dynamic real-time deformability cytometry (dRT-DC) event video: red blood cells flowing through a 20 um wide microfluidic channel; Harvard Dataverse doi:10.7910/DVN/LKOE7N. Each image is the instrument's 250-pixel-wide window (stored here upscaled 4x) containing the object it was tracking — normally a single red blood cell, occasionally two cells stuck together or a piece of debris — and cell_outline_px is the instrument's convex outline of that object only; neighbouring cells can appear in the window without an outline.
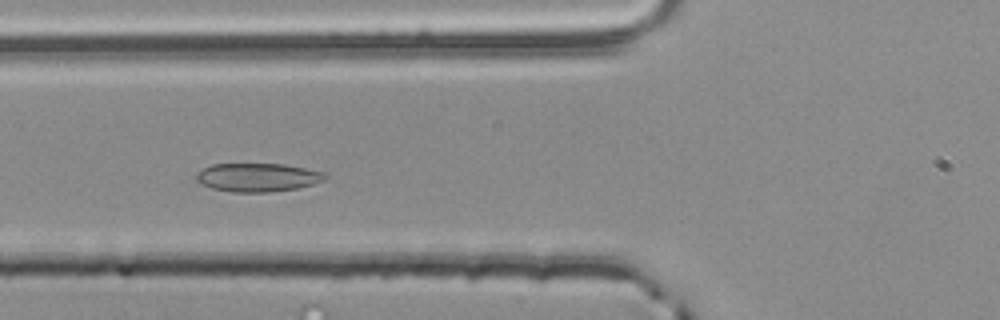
{"species": "common noctule bat (a hibernating species)", "species_latin": "Nyctalus noctula", "temperature_condition": "room temperature", "stored_images_in_passage": 40, "camera_frame_rate_fps": 3000, "um_per_image_px": 0.085, "animal": {"sex": "male", "body_mass_g": 20.4}, "frame": {"image": 1, "passage_image": 6, "time_ms": 1.667, "image_size_px": [1000, 320], "cell_outline_px": [[328, 176], [324, 180], [312, 184], [296, 188], [268, 192], [232, 192], [212, 188], [200, 184], [196, 180], [196, 172], [212, 164], [284, 164], [324, 172]], "centroid_in_image_um": [21.87, 15.07], "position_along_channel_um": 103.9, "area_um2": 21.33}}
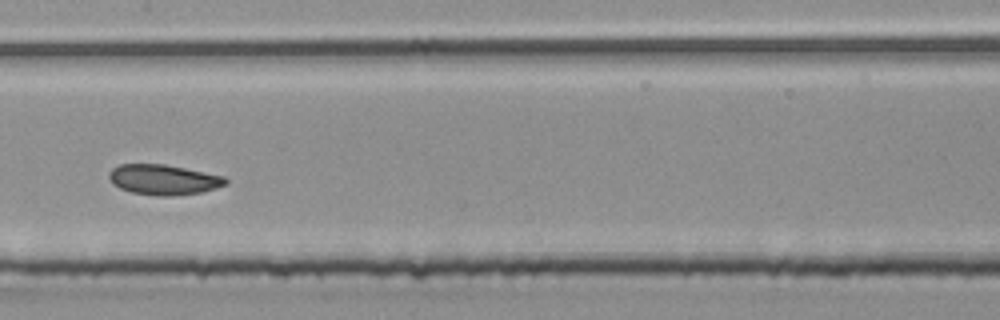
{"frame": {"image": 2, "passage_image": 13, "time_ms": 4.0, "image_size_px": [1000, 320], "cell_outline_px": [[228, 184], [216, 188], [200, 192], [172, 196], [160, 196], [132, 192], [120, 188], [112, 184], [108, 176], [108, 172], [112, 168], [120, 164], [164, 164], [224, 176], [228, 180]], "centroid_in_image_um": [13.88, 15.27], "position_along_channel_um": 193.5, "area_um2": 20.52}}
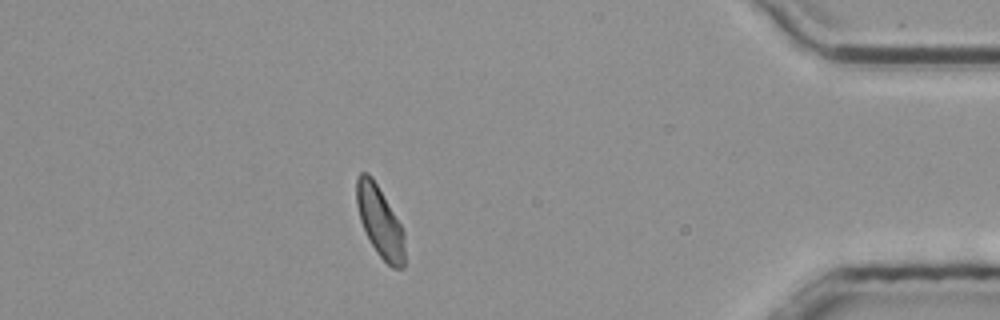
{"frame": {"image": 3, "passage_image": 33, "time_ms": 10.667, "image_size_px": [1000, 320], "cell_outline_px": [[404, 268], [392, 268], [376, 252], [360, 220], [356, 204], [356, 180], [360, 172], [368, 172], [372, 176], [400, 224], [404, 232]], "centroid_in_image_um": [32.28, 18.82], "position_along_channel_um": 402.9, "area_um2": 19.59}, "authors_computed_cell_mechanics": {"area_um2": 20.4323, "velocity_mm_per_s": 3.8258, "shape_relaxation_time_tau1_ms": 9.2559, "shape_relaxation_time_tau2_ms": null, "deformation_change_tau1": 0.1599, "deformation_change_tau2": null}}